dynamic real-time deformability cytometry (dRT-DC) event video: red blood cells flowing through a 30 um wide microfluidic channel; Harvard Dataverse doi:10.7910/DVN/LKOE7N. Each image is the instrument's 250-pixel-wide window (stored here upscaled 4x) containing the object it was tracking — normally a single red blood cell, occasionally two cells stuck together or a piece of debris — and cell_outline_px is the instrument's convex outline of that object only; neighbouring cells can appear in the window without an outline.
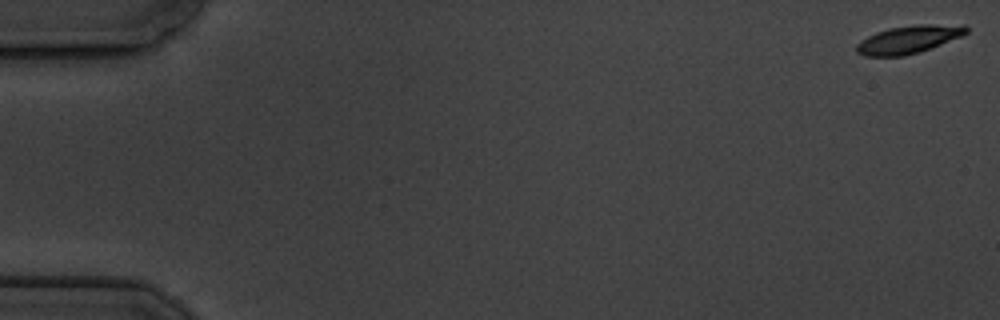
{"species": "common noctule bat (a hibernating species)", "species_latin": "Nyctalus noctula", "temperature_condition": "cold", "stored_images_in_passage": 7, "segment_of_instrument_passage": [1, 2], "camera_frame_rate_fps": 3000, "um_per_image_px": 0.085, "animal": {"sex": "male", "body_mass_g": 19.5, "forearm_length_mm": 54.6}, "frame": {"image": 1, "passage_image": 1, "time_ms": 0.0, "image_size_px": [1000, 320], "cell_outline_px": [[968, 32], [964, 36], [920, 52], [904, 56], [864, 56], [856, 52], [856, 44], [860, 40], [876, 32], [888, 28], [920, 24], [964, 24], [968, 28]], "centroid_in_image_um": [77.27, 3.35], "position_along_channel_um": 7.7, "area_um2": 18.15}}